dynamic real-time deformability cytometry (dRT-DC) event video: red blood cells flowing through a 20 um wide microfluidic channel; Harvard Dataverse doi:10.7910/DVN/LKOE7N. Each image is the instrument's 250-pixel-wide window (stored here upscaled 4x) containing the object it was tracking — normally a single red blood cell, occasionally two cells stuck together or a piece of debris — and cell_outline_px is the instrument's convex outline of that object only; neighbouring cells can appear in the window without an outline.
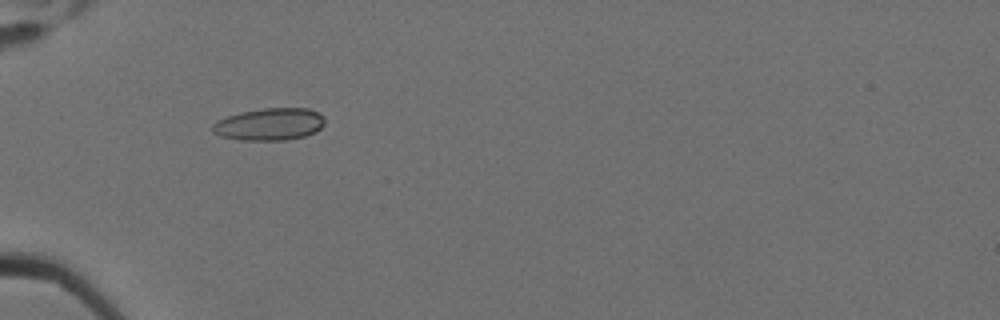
{"species": "Egyptian fruit bat (a non-hibernating species)", "species_latin": "Rousettus aegyptiacus", "temperature_condition": "cold", "stored_images_in_passage": 10, "camera_frame_rate_fps": 3000, "um_per_image_px": 0.085, "animal": {"sex": "female"}, "frame": {"image": 1, "passage_image": 7, "time_ms": 2.0, "image_size_px": [1000, 320], "cell_outline_px": [[324, 124], [316, 132], [304, 136], [284, 140], [244, 140], [220, 136], [212, 132], [212, 124], [216, 120], [240, 112], [264, 108], [308, 108], [324, 116]], "centroid_in_image_um": [22.9, 10.56], "position_along_channel_um": 62.1, "area_um2": 21.1}}
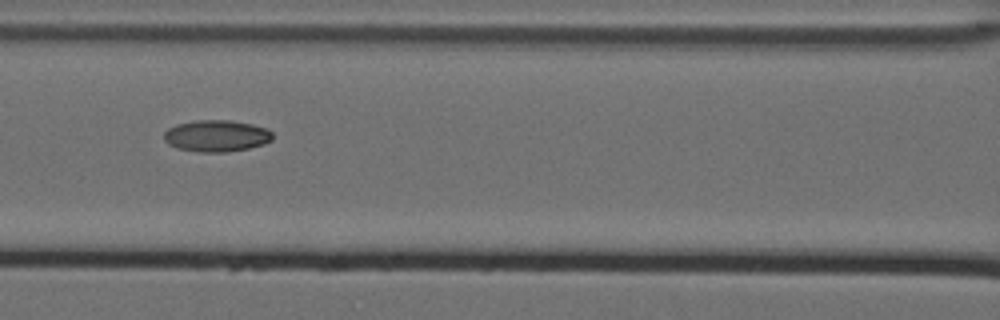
{"frame": {"image": 2, "passage_image": 9, "time_ms": 2.667, "image_size_px": [1000, 320], "cell_outline_px": [[272, 140], [264, 144], [248, 148], [228, 152], [200, 152], [176, 148], [168, 144], [164, 140], [164, 132], [168, 128], [176, 124], [192, 120], [228, 120], [252, 124], [264, 128], [272, 132]], "centroid_in_image_um": [18.36, 11.55], "position_along_channel_um": 148.2, "area_um2": 20.11}}
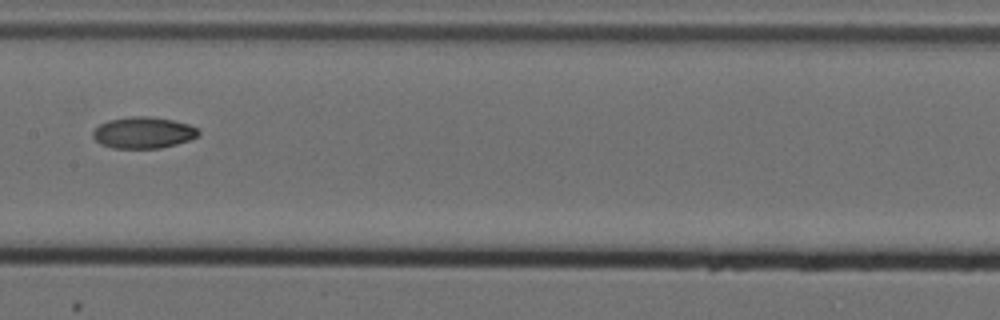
{"frame": {"image": 3, "passage_image": 10, "time_ms": 3.0, "image_size_px": [1000, 320], "cell_outline_px": [[200, 132], [196, 136], [188, 140], [176, 144], [160, 148], [112, 148], [100, 144], [92, 136], [92, 132], [100, 124], [108, 120], [132, 116], [148, 116], [172, 120], [188, 124], [196, 128]], "centroid_in_image_um": [12.14, 11.27], "position_along_channel_um": 195.3, "area_um2": 19.19}}